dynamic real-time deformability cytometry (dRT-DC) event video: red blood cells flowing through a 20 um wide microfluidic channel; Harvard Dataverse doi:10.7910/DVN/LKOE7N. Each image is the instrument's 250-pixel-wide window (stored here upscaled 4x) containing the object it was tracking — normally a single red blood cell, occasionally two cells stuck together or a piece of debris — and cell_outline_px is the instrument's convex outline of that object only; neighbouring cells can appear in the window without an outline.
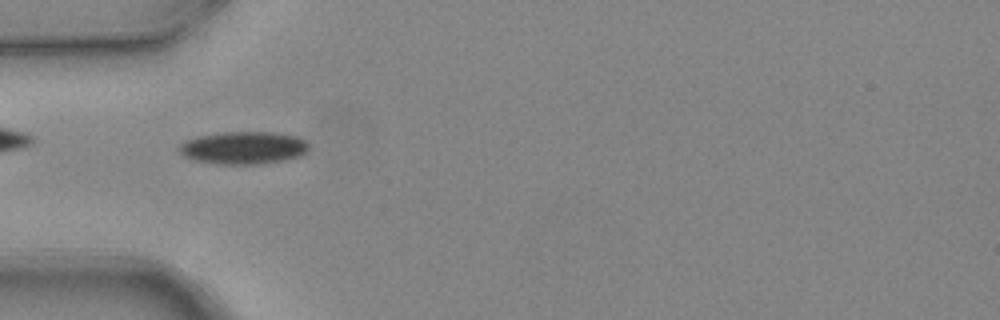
{"species": "common noctule bat (a hibernating species)", "species_latin": "Nyctalus noctula", "temperature_condition": "warm", "stored_images_in_passage": 3, "camera_frame_rate_fps": 3000, "um_per_image_px": 0.085, "animal": {"sex": "female", "body_mass_g": 24.6, "forearm_length_mm": 56.2}, "frame": {"image": 1, "passage_image": 3, "time_ms": 0.667, "image_size_px": [1000, 320], "cell_outline_px": [[308, 148], [300, 156], [284, 160], [260, 164], [216, 164], [192, 160], [184, 156], [176, 148], [184, 140], [200, 136], [220, 132], [276, 132], [296, 136], [304, 140], [308, 144]], "centroid_in_image_um": [20.65, 12.56], "position_along_channel_um": 64.4, "area_um2": 24.8}}